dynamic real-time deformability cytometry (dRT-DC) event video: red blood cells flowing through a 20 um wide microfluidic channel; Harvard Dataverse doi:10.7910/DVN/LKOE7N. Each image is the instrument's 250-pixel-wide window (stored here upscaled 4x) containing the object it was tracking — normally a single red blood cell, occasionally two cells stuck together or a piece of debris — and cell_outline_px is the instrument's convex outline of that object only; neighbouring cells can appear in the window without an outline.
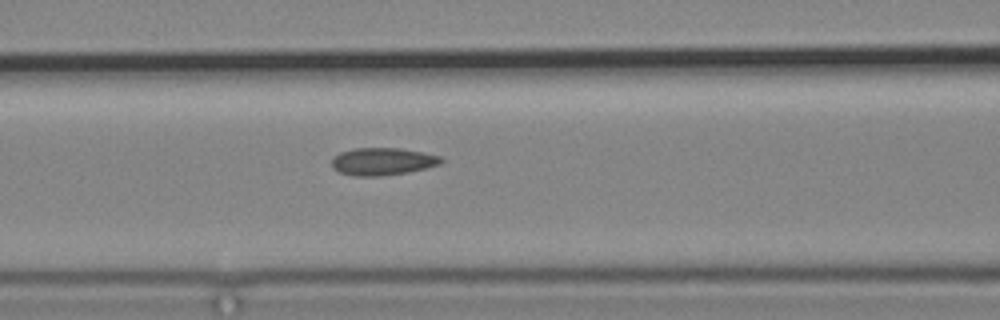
{"species": "common noctule bat (a hibernating species)", "species_latin": "Nyctalus noctula", "temperature_condition": "cold", "stored_images_in_passage": 4, "camera_frame_rate_fps": 3000, "um_per_image_px": 0.085, "animal": {"sex": "male", "body_mass_g": 19.2, "forearm_length_mm": 51.8}, "frame": {"image": 1, "passage_image": 4, "time_ms": 4.333, "image_size_px": [1000, 320], "cell_outline_px": [[444, 160], [440, 164], [408, 172], [380, 176], [352, 176], [340, 172], [332, 168], [332, 156], [340, 152], [356, 148], [400, 148], [440, 156]], "centroid_in_image_um": [32.47, 13.72], "position_along_channel_um": 134.1, "area_um2": 17.46}}